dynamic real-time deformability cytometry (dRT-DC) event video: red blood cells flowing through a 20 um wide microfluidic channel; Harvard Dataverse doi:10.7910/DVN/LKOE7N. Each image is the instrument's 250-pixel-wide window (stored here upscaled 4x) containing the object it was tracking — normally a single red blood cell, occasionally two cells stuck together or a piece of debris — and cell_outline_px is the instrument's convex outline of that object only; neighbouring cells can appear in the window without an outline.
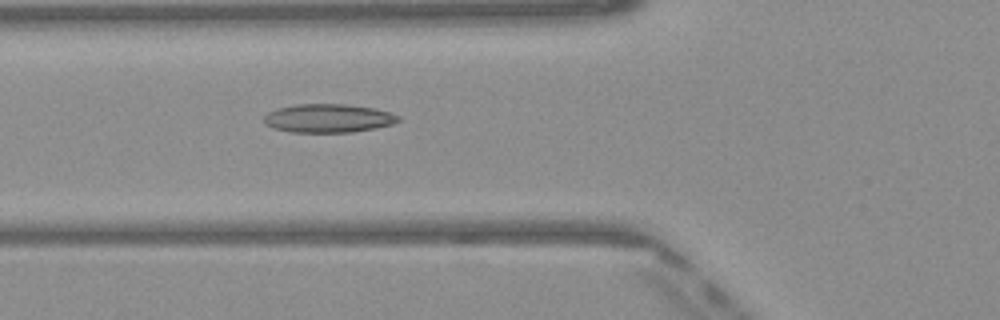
{"species": "Egyptian fruit bat (a non-hibernating species)", "species_latin": "Rousettus aegyptiacus", "temperature_condition": "warm", "stored_images_in_passage": 37, "camera_frame_rate_fps": 3000, "um_per_image_px": 0.085, "frame": {"image": 1, "passage_image": 8, "time_ms": 2.333, "image_size_px": [1000, 320], "cell_outline_px": [[400, 120], [392, 124], [376, 128], [352, 132], [288, 132], [272, 128], [264, 124], [264, 116], [268, 112], [276, 108], [296, 104], [344, 104], [376, 108], [392, 112], [400, 116]], "centroid_in_image_um": [27.9, 10.05], "position_along_channel_um": 97.9, "area_um2": 22.66}}
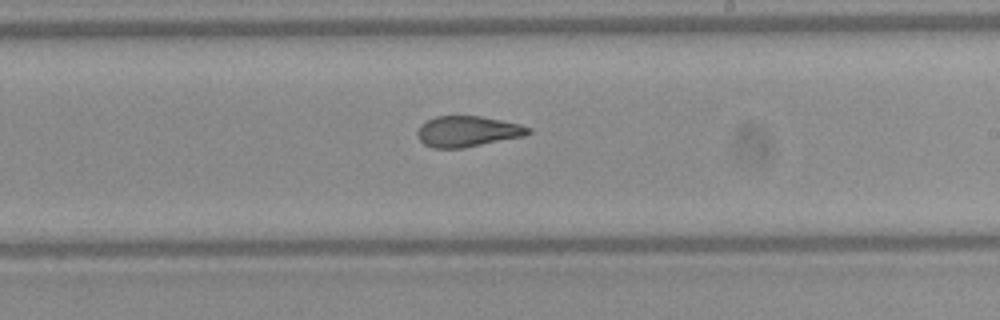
{"frame": {"image": 2, "passage_image": 19, "time_ms": 6.0, "image_size_px": [1000, 320], "cell_outline_px": [[532, 132], [524, 136], [464, 148], [432, 148], [424, 144], [416, 136], [416, 132], [420, 124], [436, 116], [480, 116], [520, 124], [532, 128]], "centroid_in_image_um": [39.73, 11.17], "position_along_channel_um": 249.3, "area_um2": 20.0}}
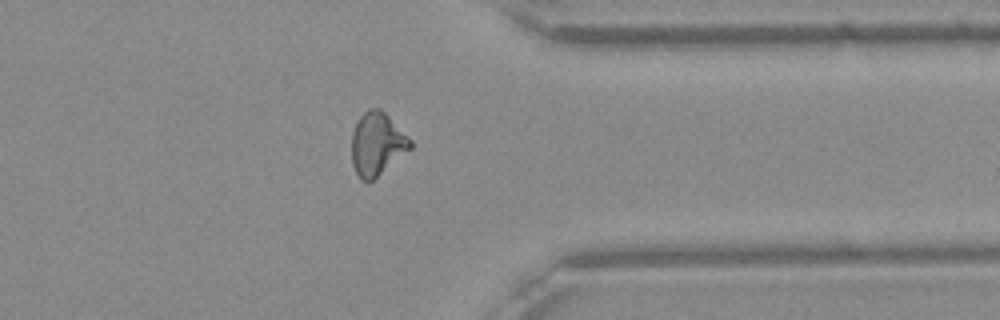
{"frame": {"image": 3, "passage_image": 29, "time_ms": 9.333, "image_size_px": [1000, 320], "cell_outline_px": [[412, 148], [372, 180], [360, 180], [352, 164], [352, 132], [360, 116], [368, 108], [380, 108], [412, 140]], "centroid_in_image_um": [32.04, 12.22], "position_along_channel_um": 379.4, "area_um2": 21.27}, "authors_computed_cell_mechanics": {"area_um2": 20.7502, "velocity_mm_per_s": 4.1112, "shape_relaxation_time_tau1_ms": null, "shape_relaxation_time_tau2_ms": 1.8115, "deformation_change_tau1": null, "deformation_change_tau2": 0.0907}}